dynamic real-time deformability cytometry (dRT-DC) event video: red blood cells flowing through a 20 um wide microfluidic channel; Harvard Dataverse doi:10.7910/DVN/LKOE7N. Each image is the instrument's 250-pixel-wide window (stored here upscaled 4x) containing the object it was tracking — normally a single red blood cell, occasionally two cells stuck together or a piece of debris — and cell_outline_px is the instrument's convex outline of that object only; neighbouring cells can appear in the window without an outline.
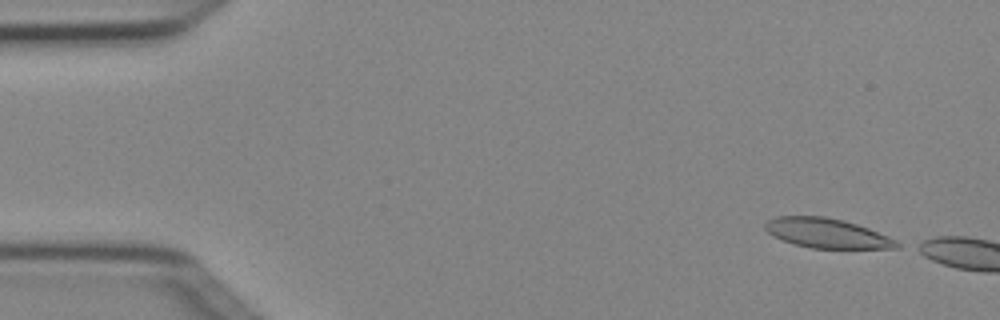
{"species": "Egyptian fruit bat (a non-hibernating species)", "species_latin": "Rousettus aegyptiacus", "temperature_condition": "cold", "stored_images_in_passage": 3, "camera_frame_rate_fps": 3000, "um_per_image_px": 0.085, "animal": {"sex": "female"}, "frame": {"image": 1, "passage_image": 1, "time_ms": 0.0, "image_size_px": [1000, 320], "cell_outline_px": [[904, 244], [900, 248], [812, 248], [796, 244], [772, 236], [764, 228], [764, 224], [768, 220], [776, 216], [824, 216], [844, 220], [868, 228], [888, 236]], "centroid_in_image_um": [70.31, 19.82], "position_along_channel_um": 14.7, "area_um2": 22.72}}